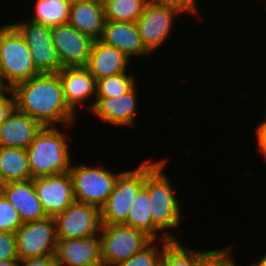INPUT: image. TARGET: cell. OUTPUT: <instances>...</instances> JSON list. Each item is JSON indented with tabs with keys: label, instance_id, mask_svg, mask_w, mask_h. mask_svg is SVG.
Masks as SVG:
<instances>
[{
	"label": "cell",
	"instance_id": "1",
	"mask_svg": "<svg viewBox=\"0 0 266 266\" xmlns=\"http://www.w3.org/2000/svg\"><path fill=\"white\" fill-rule=\"evenodd\" d=\"M15 106L43 126L65 128L77 122L76 115L66 104L58 73H40L11 89Z\"/></svg>",
	"mask_w": 266,
	"mask_h": 266
},
{
	"label": "cell",
	"instance_id": "2",
	"mask_svg": "<svg viewBox=\"0 0 266 266\" xmlns=\"http://www.w3.org/2000/svg\"><path fill=\"white\" fill-rule=\"evenodd\" d=\"M167 162L168 158L145 160L144 187L149 192L153 223L161 231L160 240H178L170 231L180 226L182 207L181 200L174 194L176 190L172 180L163 173Z\"/></svg>",
	"mask_w": 266,
	"mask_h": 266
},
{
	"label": "cell",
	"instance_id": "3",
	"mask_svg": "<svg viewBox=\"0 0 266 266\" xmlns=\"http://www.w3.org/2000/svg\"><path fill=\"white\" fill-rule=\"evenodd\" d=\"M65 134L56 126H44L26 149L33 178L69 172L70 145Z\"/></svg>",
	"mask_w": 266,
	"mask_h": 266
},
{
	"label": "cell",
	"instance_id": "4",
	"mask_svg": "<svg viewBox=\"0 0 266 266\" xmlns=\"http://www.w3.org/2000/svg\"><path fill=\"white\" fill-rule=\"evenodd\" d=\"M38 74L20 33L10 23L0 26V88L12 89Z\"/></svg>",
	"mask_w": 266,
	"mask_h": 266
},
{
	"label": "cell",
	"instance_id": "5",
	"mask_svg": "<svg viewBox=\"0 0 266 266\" xmlns=\"http://www.w3.org/2000/svg\"><path fill=\"white\" fill-rule=\"evenodd\" d=\"M122 172L113 173L102 165H71L69 174L73 182L74 199L101 209Z\"/></svg>",
	"mask_w": 266,
	"mask_h": 266
},
{
	"label": "cell",
	"instance_id": "6",
	"mask_svg": "<svg viewBox=\"0 0 266 266\" xmlns=\"http://www.w3.org/2000/svg\"><path fill=\"white\" fill-rule=\"evenodd\" d=\"M99 235L103 266H116L153 240L145 232L125 224H101Z\"/></svg>",
	"mask_w": 266,
	"mask_h": 266
},
{
	"label": "cell",
	"instance_id": "7",
	"mask_svg": "<svg viewBox=\"0 0 266 266\" xmlns=\"http://www.w3.org/2000/svg\"><path fill=\"white\" fill-rule=\"evenodd\" d=\"M145 183V161L136 169L124 170L118 177L114 189L100 209L101 224H124L129 208Z\"/></svg>",
	"mask_w": 266,
	"mask_h": 266
},
{
	"label": "cell",
	"instance_id": "8",
	"mask_svg": "<svg viewBox=\"0 0 266 266\" xmlns=\"http://www.w3.org/2000/svg\"><path fill=\"white\" fill-rule=\"evenodd\" d=\"M19 259L55 255L57 232L53 217L23 223L15 232Z\"/></svg>",
	"mask_w": 266,
	"mask_h": 266
},
{
	"label": "cell",
	"instance_id": "9",
	"mask_svg": "<svg viewBox=\"0 0 266 266\" xmlns=\"http://www.w3.org/2000/svg\"><path fill=\"white\" fill-rule=\"evenodd\" d=\"M28 21L10 24L28 45L36 69L40 73H58L62 66L52 42L51 27Z\"/></svg>",
	"mask_w": 266,
	"mask_h": 266
},
{
	"label": "cell",
	"instance_id": "10",
	"mask_svg": "<svg viewBox=\"0 0 266 266\" xmlns=\"http://www.w3.org/2000/svg\"><path fill=\"white\" fill-rule=\"evenodd\" d=\"M53 218L58 238L82 239L100 233V209L83 202L74 200Z\"/></svg>",
	"mask_w": 266,
	"mask_h": 266
},
{
	"label": "cell",
	"instance_id": "11",
	"mask_svg": "<svg viewBox=\"0 0 266 266\" xmlns=\"http://www.w3.org/2000/svg\"><path fill=\"white\" fill-rule=\"evenodd\" d=\"M177 15L183 14L174 8L156 4L152 0L146 4L136 24L144 45L151 53L157 51L169 38Z\"/></svg>",
	"mask_w": 266,
	"mask_h": 266
},
{
	"label": "cell",
	"instance_id": "12",
	"mask_svg": "<svg viewBox=\"0 0 266 266\" xmlns=\"http://www.w3.org/2000/svg\"><path fill=\"white\" fill-rule=\"evenodd\" d=\"M51 37L62 68L87 67L94 40L69 23L51 27Z\"/></svg>",
	"mask_w": 266,
	"mask_h": 266
},
{
	"label": "cell",
	"instance_id": "13",
	"mask_svg": "<svg viewBox=\"0 0 266 266\" xmlns=\"http://www.w3.org/2000/svg\"><path fill=\"white\" fill-rule=\"evenodd\" d=\"M34 188L47 217H54L68 208L74 199L69 172L33 178Z\"/></svg>",
	"mask_w": 266,
	"mask_h": 266
},
{
	"label": "cell",
	"instance_id": "14",
	"mask_svg": "<svg viewBox=\"0 0 266 266\" xmlns=\"http://www.w3.org/2000/svg\"><path fill=\"white\" fill-rule=\"evenodd\" d=\"M55 258L59 266H103L99 233L82 239L58 238Z\"/></svg>",
	"mask_w": 266,
	"mask_h": 266
},
{
	"label": "cell",
	"instance_id": "15",
	"mask_svg": "<svg viewBox=\"0 0 266 266\" xmlns=\"http://www.w3.org/2000/svg\"><path fill=\"white\" fill-rule=\"evenodd\" d=\"M58 74L68 107L78 115V107L84 108L87 104L90 113L95 103L86 102L91 96H96V80L89 69L87 67H65Z\"/></svg>",
	"mask_w": 266,
	"mask_h": 266
},
{
	"label": "cell",
	"instance_id": "16",
	"mask_svg": "<svg viewBox=\"0 0 266 266\" xmlns=\"http://www.w3.org/2000/svg\"><path fill=\"white\" fill-rule=\"evenodd\" d=\"M136 85L127 93L119 97H96L93 109L90 111L95 117L115 126H133L136 122L137 110Z\"/></svg>",
	"mask_w": 266,
	"mask_h": 266
},
{
	"label": "cell",
	"instance_id": "17",
	"mask_svg": "<svg viewBox=\"0 0 266 266\" xmlns=\"http://www.w3.org/2000/svg\"><path fill=\"white\" fill-rule=\"evenodd\" d=\"M104 44L119 49L130 59L143 57L151 52L144 45L136 22H115L105 20L102 35L99 39Z\"/></svg>",
	"mask_w": 266,
	"mask_h": 266
},
{
	"label": "cell",
	"instance_id": "18",
	"mask_svg": "<svg viewBox=\"0 0 266 266\" xmlns=\"http://www.w3.org/2000/svg\"><path fill=\"white\" fill-rule=\"evenodd\" d=\"M43 127L15 107L0 124V147L27 149Z\"/></svg>",
	"mask_w": 266,
	"mask_h": 266
},
{
	"label": "cell",
	"instance_id": "19",
	"mask_svg": "<svg viewBox=\"0 0 266 266\" xmlns=\"http://www.w3.org/2000/svg\"><path fill=\"white\" fill-rule=\"evenodd\" d=\"M0 191L17 210L22 223L47 217L37 197L32 179L1 184Z\"/></svg>",
	"mask_w": 266,
	"mask_h": 266
},
{
	"label": "cell",
	"instance_id": "20",
	"mask_svg": "<svg viewBox=\"0 0 266 266\" xmlns=\"http://www.w3.org/2000/svg\"><path fill=\"white\" fill-rule=\"evenodd\" d=\"M130 60L132 59L119 49L104 44L100 40H94L87 68L95 80H98L129 71Z\"/></svg>",
	"mask_w": 266,
	"mask_h": 266
},
{
	"label": "cell",
	"instance_id": "21",
	"mask_svg": "<svg viewBox=\"0 0 266 266\" xmlns=\"http://www.w3.org/2000/svg\"><path fill=\"white\" fill-rule=\"evenodd\" d=\"M104 22L102 0H80L70 5L68 23L93 40L100 39Z\"/></svg>",
	"mask_w": 266,
	"mask_h": 266
},
{
	"label": "cell",
	"instance_id": "22",
	"mask_svg": "<svg viewBox=\"0 0 266 266\" xmlns=\"http://www.w3.org/2000/svg\"><path fill=\"white\" fill-rule=\"evenodd\" d=\"M33 179L26 149L0 147V185Z\"/></svg>",
	"mask_w": 266,
	"mask_h": 266
},
{
	"label": "cell",
	"instance_id": "23",
	"mask_svg": "<svg viewBox=\"0 0 266 266\" xmlns=\"http://www.w3.org/2000/svg\"><path fill=\"white\" fill-rule=\"evenodd\" d=\"M148 190L143 186L129 208L125 225L145 232L153 240L159 238L161 231L154 225ZM158 233V234H157Z\"/></svg>",
	"mask_w": 266,
	"mask_h": 266
},
{
	"label": "cell",
	"instance_id": "24",
	"mask_svg": "<svg viewBox=\"0 0 266 266\" xmlns=\"http://www.w3.org/2000/svg\"><path fill=\"white\" fill-rule=\"evenodd\" d=\"M214 250H194L179 240H171L163 250L160 266H205Z\"/></svg>",
	"mask_w": 266,
	"mask_h": 266
},
{
	"label": "cell",
	"instance_id": "25",
	"mask_svg": "<svg viewBox=\"0 0 266 266\" xmlns=\"http://www.w3.org/2000/svg\"><path fill=\"white\" fill-rule=\"evenodd\" d=\"M30 21L55 27L69 22L70 4L66 0H35Z\"/></svg>",
	"mask_w": 266,
	"mask_h": 266
},
{
	"label": "cell",
	"instance_id": "26",
	"mask_svg": "<svg viewBox=\"0 0 266 266\" xmlns=\"http://www.w3.org/2000/svg\"><path fill=\"white\" fill-rule=\"evenodd\" d=\"M149 0H102L105 20L136 22Z\"/></svg>",
	"mask_w": 266,
	"mask_h": 266
},
{
	"label": "cell",
	"instance_id": "27",
	"mask_svg": "<svg viewBox=\"0 0 266 266\" xmlns=\"http://www.w3.org/2000/svg\"><path fill=\"white\" fill-rule=\"evenodd\" d=\"M134 73H120L96 80V97H119L137 85Z\"/></svg>",
	"mask_w": 266,
	"mask_h": 266
},
{
	"label": "cell",
	"instance_id": "28",
	"mask_svg": "<svg viewBox=\"0 0 266 266\" xmlns=\"http://www.w3.org/2000/svg\"><path fill=\"white\" fill-rule=\"evenodd\" d=\"M170 241L171 240H160V239L152 240L142 250L136 252L127 260L118 263L116 266H160V261L164 247ZM157 243L160 244L158 245Z\"/></svg>",
	"mask_w": 266,
	"mask_h": 266
},
{
	"label": "cell",
	"instance_id": "29",
	"mask_svg": "<svg viewBox=\"0 0 266 266\" xmlns=\"http://www.w3.org/2000/svg\"><path fill=\"white\" fill-rule=\"evenodd\" d=\"M22 224L19 213L0 191V231L15 233Z\"/></svg>",
	"mask_w": 266,
	"mask_h": 266
},
{
	"label": "cell",
	"instance_id": "30",
	"mask_svg": "<svg viewBox=\"0 0 266 266\" xmlns=\"http://www.w3.org/2000/svg\"><path fill=\"white\" fill-rule=\"evenodd\" d=\"M233 247L214 250L207 258L205 266H238L232 256Z\"/></svg>",
	"mask_w": 266,
	"mask_h": 266
},
{
	"label": "cell",
	"instance_id": "31",
	"mask_svg": "<svg viewBox=\"0 0 266 266\" xmlns=\"http://www.w3.org/2000/svg\"><path fill=\"white\" fill-rule=\"evenodd\" d=\"M19 259L16 252V237L13 232L0 231V261Z\"/></svg>",
	"mask_w": 266,
	"mask_h": 266
},
{
	"label": "cell",
	"instance_id": "32",
	"mask_svg": "<svg viewBox=\"0 0 266 266\" xmlns=\"http://www.w3.org/2000/svg\"><path fill=\"white\" fill-rule=\"evenodd\" d=\"M156 4L168 6L178 10L182 14H198L199 6L196 0H152Z\"/></svg>",
	"mask_w": 266,
	"mask_h": 266
},
{
	"label": "cell",
	"instance_id": "33",
	"mask_svg": "<svg viewBox=\"0 0 266 266\" xmlns=\"http://www.w3.org/2000/svg\"><path fill=\"white\" fill-rule=\"evenodd\" d=\"M8 93V94H7ZM9 96V97H8ZM15 96L11 89H0V124L15 108Z\"/></svg>",
	"mask_w": 266,
	"mask_h": 266
},
{
	"label": "cell",
	"instance_id": "34",
	"mask_svg": "<svg viewBox=\"0 0 266 266\" xmlns=\"http://www.w3.org/2000/svg\"><path fill=\"white\" fill-rule=\"evenodd\" d=\"M17 266H58L55 255L31 258V259H19Z\"/></svg>",
	"mask_w": 266,
	"mask_h": 266
},
{
	"label": "cell",
	"instance_id": "35",
	"mask_svg": "<svg viewBox=\"0 0 266 266\" xmlns=\"http://www.w3.org/2000/svg\"><path fill=\"white\" fill-rule=\"evenodd\" d=\"M260 124V125H259ZM256 125L255 135H256V145L259 149V153L266 159V117L265 119Z\"/></svg>",
	"mask_w": 266,
	"mask_h": 266
},
{
	"label": "cell",
	"instance_id": "36",
	"mask_svg": "<svg viewBox=\"0 0 266 266\" xmlns=\"http://www.w3.org/2000/svg\"><path fill=\"white\" fill-rule=\"evenodd\" d=\"M19 259L1 260L0 266H17Z\"/></svg>",
	"mask_w": 266,
	"mask_h": 266
},
{
	"label": "cell",
	"instance_id": "37",
	"mask_svg": "<svg viewBox=\"0 0 266 266\" xmlns=\"http://www.w3.org/2000/svg\"><path fill=\"white\" fill-rule=\"evenodd\" d=\"M250 266H266V254L262 255L257 261L250 263Z\"/></svg>",
	"mask_w": 266,
	"mask_h": 266
},
{
	"label": "cell",
	"instance_id": "38",
	"mask_svg": "<svg viewBox=\"0 0 266 266\" xmlns=\"http://www.w3.org/2000/svg\"><path fill=\"white\" fill-rule=\"evenodd\" d=\"M70 5L71 4H74V3H76L77 1H80V0H66Z\"/></svg>",
	"mask_w": 266,
	"mask_h": 266
}]
</instances>
